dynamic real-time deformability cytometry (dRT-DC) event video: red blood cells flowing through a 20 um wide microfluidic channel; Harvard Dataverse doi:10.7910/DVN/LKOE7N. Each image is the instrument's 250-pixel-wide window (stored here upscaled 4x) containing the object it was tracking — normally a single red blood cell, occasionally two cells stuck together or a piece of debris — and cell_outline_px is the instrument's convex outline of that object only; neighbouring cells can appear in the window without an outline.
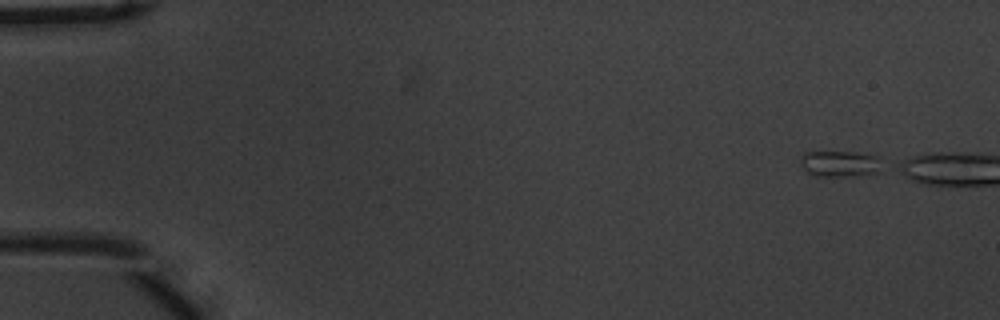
{"species": "common noctule bat (a hibernating species)", "species_latin": "Nyctalus noctula", "temperature_condition": "warm", "stored_images_in_passage": 4, "camera_frame_rate_fps": 3000, "um_per_image_px": 0.085, "animal": {"sex": "male", "body_mass_g": 20.1, "forearm_length_mm": 53.5}, "frame": {"image": 1, "passage_image": 1, "time_ms": 0.0, "image_size_px": [1000, 320], "cell_outline_px": [[876, 172], [856, 176], [816, 176], [808, 172], [800, 164], [800, 160], [804, 152], [852, 152], [876, 156]], "centroid_in_image_um": [71.26, 13.92], "position_along_channel_um": 13.7, "area_um2": 11.85}}